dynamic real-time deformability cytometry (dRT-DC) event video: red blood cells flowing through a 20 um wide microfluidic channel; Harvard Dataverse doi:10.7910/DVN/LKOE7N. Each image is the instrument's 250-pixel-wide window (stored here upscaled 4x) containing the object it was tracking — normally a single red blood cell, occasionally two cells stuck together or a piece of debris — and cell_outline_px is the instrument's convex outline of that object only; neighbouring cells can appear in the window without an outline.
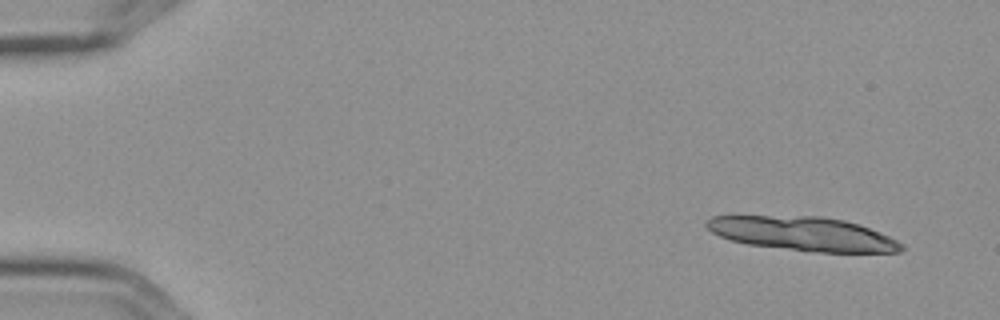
{"species": "Egyptian fruit bat (a non-hibernating species)", "species_latin": "Rousettus aegyptiacus", "temperature_condition": "cold", "stored_images_in_passage": 6, "camera_frame_rate_fps": 3000, "um_per_image_px": 0.085, "frame": {"image": 1, "passage_image": 1, "time_ms": 0.0, "image_size_px": [1000, 320], "cell_outline_px": [[904, 248], [900, 252], [820, 252], [748, 244], [728, 240], [712, 232], [704, 224], [712, 216], [820, 216], [844, 220], [860, 224], [880, 232], [904, 244]], "centroid_in_image_um": [68.27, 19.86], "position_along_channel_um": 16.7, "area_um2": 38.38}}
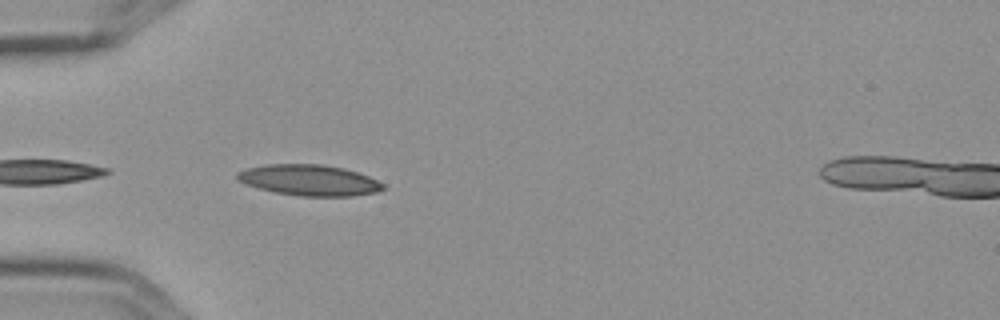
{"frame": {"image": 2, "passage_image": 5, "time_ms": 1.333, "image_size_px": [1000, 320], "cell_outline_px": [[384, 188], [376, 192], [352, 196], [300, 196], [276, 192], [260, 188], [236, 180], [236, 172], [248, 168], [268, 164], [320, 164], [344, 168], [368, 176], [384, 184]], "centroid_in_image_um": [26.28, 15.31], "position_along_channel_um": 58.7, "area_um2": 26.01}}